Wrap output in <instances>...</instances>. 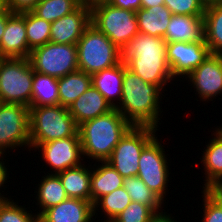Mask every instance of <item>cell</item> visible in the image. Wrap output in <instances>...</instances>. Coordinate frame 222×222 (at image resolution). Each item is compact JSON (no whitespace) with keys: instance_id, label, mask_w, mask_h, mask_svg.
Returning <instances> with one entry per match:
<instances>
[{"instance_id":"obj_14","label":"cell","mask_w":222,"mask_h":222,"mask_svg":"<svg viewBox=\"0 0 222 222\" xmlns=\"http://www.w3.org/2000/svg\"><path fill=\"white\" fill-rule=\"evenodd\" d=\"M91 24V7L80 5L73 12L51 23L50 42L77 45Z\"/></svg>"},{"instance_id":"obj_15","label":"cell","mask_w":222,"mask_h":222,"mask_svg":"<svg viewBox=\"0 0 222 222\" xmlns=\"http://www.w3.org/2000/svg\"><path fill=\"white\" fill-rule=\"evenodd\" d=\"M31 51L27 41L25 12L13 13L9 10V19L0 42V56L28 58Z\"/></svg>"},{"instance_id":"obj_26","label":"cell","mask_w":222,"mask_h":222,"mask_svg":"<svg viewBox=\"0 0 222 222\" xmlns=\"http://www.w3.org/2000/svg\"><path fill=\"white\" fill-rule=\"evenodd\" d=\"M212 139L206 145V149L202 151V160L205 175V184H203L202 190H204L215 179L222 177V130L216 128L212 131ZM214 135V136H213ZM214 137V138H213Z\"/></svg>"},{"instance_id":"obj_18","label":"cell","mask_w":222,"mask_h":222,"mask_svg":"<svg viewBox=\"0 0 222 222\" xmlns=\"http://www.w3.org/2000/svg\"><path fill=\"white\" fill-rule=\"evenodd\" d=\"M126 67L137 74L143 81L159 86L162 90L173 81L166 58L126 59Z\"/></svg>"},{"instance_id":"obj_7","label":"cell","mask_w":222,"mask_h":222,"mask_svg":"<svg viewBox=\"0 0 222 222\" xmlns=\"http://www.w3.org/2000/svg\"><path fill=\"white\" fill-rule=\"evenodd\" d=\"M156 128L132 126L113 149L107 160L123 178L137 176L142 150L157 136Z\"/></svg>"},{"instance_id":"obj_45","label":"cell","mask_w":222,"mask_h":222,"mask_svg":"<svg viewBox=\"0 0 222 222\" xmlns=\"http://www.w3.org/2000/svg\"><path fill=\"white\" fill-rule=\"evenodd\" d=\"M8 10L7 0H0V13H4Z\"/></svg>"},{"instance_id":"obj_1","label":"cell","mask_w":222,"mask_h":222,"mask_svg":"<svg viewBox=\"0 0 222 222\" xmlns=\"http://www.w3.org/2000/svg\"><path fill=\"white\" fill-rule=\"evenodd\" d=\"M163 91L159 86L143 81L124 62L123 91L116 109L132 126L157 129L163 112L160 107Z\"/></svg>"},{"instance_id":"obj_21","label":"cell","mask_w":222,"mask_h":222,"mask_svg":"<svg viewBox=\"0 0 222 222\" xmlns=\"http://www.w3.org/2000/svg\"><path fill=\"white\" fill-rule=\"evenodd\" d=\"M98 163V166L94 164L95 168L94 166L91 168L90 176L91 202L93 205L104 195L122 187L124 181L121 174L110 163L107 161H98Z\"/></svg>"},{"instance_id":"obj_23","label":"cell","mask_w":222,"mask_h":222,"mask_svg":"<svg viewBox=\"0 0 222 222\" xmlns=\"http://www.w3.org/2000/svg\"><path fill=\"white\" fill-rule=\"evenodd\" d=\"M203 29V38L210 53L222 54V0L206 4Z\"/></svg>"},{"instance_id":"obj_30","label":"cell","mask_w":222,"mask_h":222,"mask_svg":"<svg viewBox=\"0 0 222 222\" xmlns=\"http://www.w3.org/2000/svg\"><path fill=\"white\" fill-rule=\"evenodd\" d=\"M131 201L132 200L128 195V192L122 186L114 190L110 194L104 195L94 204L93 206L94 216L95 218H97L98 213L96 212H99L97 210L102 209L101 213L103 212L104 217L107 218L103 222H111L119 213H121L131 203Z\"/></svg>"},{"instance_id":"obj_5","label":"cell","mask_w":222,"mask_h":222,"mask_svg":"<svg viewBox=\"0 0 222 222\" xmlns=\"http://www.w3.org/2000/svg\"><path fill=\"white\" fill-rule=\"evenodd\" d=\"M91 7V24L104 33L120 50L139 32L136 12L102 1Z\"/></svg>"},{"instance_id":"obj_36","label":"cell","mask_w":222,"mask_h":222,"mask_svg":"<svg viewBox=\"0 0 222 222\" xmlns=\"http://www.w3.org/2000/svg\"><path fill=\"white\" fill-rule=\"evenodd\" d=\"M154 213L150 206L131 201L111 222H149Z\"/></svg>"},{"instance_id":"obj_47","label":"cell","mask_w":222,"mask_h":222,"mask_svg":"<svg viewBox=\"0 0 222 222\" xmlns=\"http://www.w3.org/2000/svg\"><path fill=\"white\" fill-rule=\"evenodd\" d=\"M78 6L87 5V0H73Z\"/></svg>"},{"instance_id":"obj_25","label":"cell","mask_w":222,"mask_h":222,"mask_svg":"<svg viewBox=\"0 0 222 222\" xmlns=\"http://www.w3.org/2000/svg\"><path fill=\"white\" fill-rule=\"evenodd\" d=\"M172 13L165 5L140 8L136 11L139 32L154 37H165Z\"/></svg>"},{"instance_id":"obj_44","label":"cell","mask_w":222,"mask_h":222,"mask_svg":"<svg viewBox=\"0 0 222 222\" xmlns=\"http://www.w3.org/2000/svg\"><path fill=\"white\" fill-rule=\"evenodd\" d=\"M164 5V0H141V8H151Z\"/></svg>"},{"instance_id":"obj_4","label":"cell","mask_w":222,"mask_h":222,"mask_svg":"<svg viewBox=\"0 0 222 222\" xmlns=\"http://www.w3.org/2000/svg\"><path fill=\"white\" fill-rule=\"evenodd\" d=\"M77 57L79 70L92 75L119 64L122 50L90 24L77 42Z\"/></svg>"},{"instance_id":"obj_12","label":"cell","mask_w":222,"mask_h":222,"mask_svg":"<svg viewBox=\"0 0 222 222\" xmlns=\"http://www.w3.org/2000/svg\"><path fill=\"white\" fill-rule=\"evenodd\" d=\"M42 151V158L50 168L48 174H58L69 168L81 165L84 159L82 155V147L80 136H70L64 139H56L54 141L39 144L35 149Z\"/></svg>"},{"instance_id":"obj_10","label":"cell","mask_w":222,"mask_h":222,"mask_svg":"<svg viewBox=\"0 0 222 222\" xmlns=\"http://www.w3.org/2000/svg\"><path fill=\"white\" fill-rule=\"evenodd\" d=\"M21 147L30 148L29 107L4 103L0 108V154Z\"/></svg>"},{"instance_id":"obj_49","label":"cell","mask_w":222,"mask_h":222,"mask_svg":"<svg viewBox=\"0 0 222 222\" xmlns=\"http://www.w3.org/2000/svg\"><path fill=\"white\" fill-rule=\"evenodd\" d=\"M206 3H211V2H213V1H215V0H204Z\"/></svg>"},{"instance_id":"obj_24","label":"cell","mask_w":222,"mask_h":222,"mask_svg":"<svg viewBox=\"0 0 222 222\" xmlns=\"http://www.w3.org/2000/svg\"><path fill=\"white\" fill-rule=\"evenodd\" d=\"M86 166V164H81L57 174L68 197L91 201V165Z\"/></svg>"},{"instance_id":"obj_22","label":"cell","mask_w":222,"mask_h":222,"mask_svg":"<svg viewBox=\"0 0 222 222\" xmlns=\"http://www.w3.org/2000/svg\"><path fill=\"white\" fill-rule=\"evenodd\" d=\"M166 40L138 33L122 50V61L126 59L166 58Z\"/></svg>"},{"instance_id":"obj_16","label":"cell","mask_w":222,"mask_h":222,"mask_svg":"<svg viewBox=\"0 0 222 222\" xmlns=\"http://www.w3.org/2000/svg\"><path fill=\"white\" fill-rule=\"evenodd\" d=\"M93 206L91 201L68 197L56 206L44 210L39 215L40 222H93Z\"/></svg>"},{"instance_id":"obj_41","label":"cell","mask_w":222,"mask_h":222,"mask_svg":"<svg viewBox=\"0 0 222 222\" xmlns=\"http://www.w3.org/2000/svg\"><path fill=\"white\" fill-rule=\"evenodd\" d=\"M5 154H0V188L2 189V187H4V184H6L7 179H9V174L7 171V167L8 165H5L6 159H4ZM5 160V162L3 161ZM8 199L7 197H5L4 195H2L0 193V200H5Z\"/></svg>"},{"instance_id":"obj_2","label":"cell","mask_w":222,"mask_h":222,"mask_svg":"<svg viewBox=\"0 0 222 222\" xmlns=\"http://www.w3.org/2000/svg\"><path fill=\"white\" fill-rule=\"evenodd\" d=\"M131 127L116 108L82 123L78 133L83 158L93 159L95 162L107 161L115 146Z\"/></svg>"},{"instance_id":"obj_8","label":"cell","mask_w":222,"mask_h":222,"mask_svg":"<svg viewBox=\"0 0 222 222\" xmlns=\"http://www.w3.org/2000/svg\"><path fill=\"white\" fill-rule=\"evenodd\" d=\"M28 59L35 72L57 79L79 70L77 45L48 42L33 49Z\"/></svg>"},{"instance_id":"obj_33","label":"cell","mask_w":222,"mask_h":222,"mask_svg":"<svg viewBox=\"0 0 222 222\" xmlns=\"http://www.w3.org/2000/svg\"><path fill=\"white\" fill-rule=\"evenodd\" d=\"M78 5L73 0H40L32 12L50 23L73 12Z\"/></svg>"},{"instance_id":"obj_43","label":"cell","mask_w":222,"mask_h":222,"mask_svg":"<svg viewBox=\"0 0 222 222\" xmlns=\"http://www.w3.org/2000/svg\"><path fill=\"white\" fill-rule=\"evenodd\" d=\"M9 19V10L0 13V42L5 31L7 20Z\"/></svg>"},{"instance_id":"obj_28","label":"cell","mask_w":222,"mask_h":222,"mask_svg":"<svg viewBox=\"0 0 222 222\" xmlns=\"http://www.w3.org/2000/svg\"><path fill=\"white\" fill-rule=\"evenodd\" d=\"M40 183L38 184L37 193L35 199L40 215L44 210L49 209L57 204L61 203L68 198L65 188L57 174H47L42 176ZM41 210V211H40Z\"/></svg>"},{"instance_id":"obj_42","label":"cell","mask_w":222,"mask_h":222,"mask_svg":"<svg viewBox=\"0 0 222 222\" xmlns=\"http://www.w3.org/2000/svg\"><path fill=\"white\" fill-rule=\"evenodd\" d=\"M164 213V214H163ZM167 212H161L157 211L155 212L149 219V222H177L174 217L172 218L170 215L171 214H166Z\"/></svg>"},{"instance_id":"obj_31","label":"cell","mask_w":222,"mask_h":222,"mask_svg":"<svg viewBox=\"0 0 222 222\" xmlns=\"http://www.w3.org/2000/svg\"><path fill=\"white\" fill-rule=\"evenodd\" d=\"M123 187L132 201L148 205L155 212L162 210L163 201L138 176L124 178Z\"/></svg>"},{"instance_id":"obj_35","label":"cell","mask_w":222,"mask_h":222,"mask_svg":"<svg viewBox=\"0 0 222 222\" xmlns=\"http://www.w3.org/2000/svg\"><path fill=\"white\" fill-rule=\"evenodd\" d=\"M206 4L204 0H164L172 15L203 16Z\"/></svg>"},{"instance_id":"obj_13","label":"cell","mask_w":222,"mask_h":222,"mask_svg":"<svg viewBox=\"0 0 222 222\" xmlns=\"http://www.w3.org/2000/svg\"><path fill=\"white\" fill-rule=\"evenodd\" d=\"M202 101H213L222 94V54L209 56L186 78ZM213 98V99H212Z\"/></svg>"},{"instance_id":"obj_9","label":"cell","mask_w":222,"mask_h":222,"mask_svg":"<svg viewBox=\"0 0 222 222\" xmlns=\"http://www.w3.org/2000/svg\"><path fill=\"white\" fill-rule=\"evenodd\" d=\"M157 137L142 150L137 176L164 202L171 168L165 149Z\"/></svg>"},{"instance_id":"obj_38","label":"cell","mask_w":222,"mask_h":222,"mask_svg":"<svg viewBox=\"0 0 222 222\" xmlns=\"http://www.w3.org/2000/svg\"><path fill=\"white\" fill-rule=\"evenodd\" d=\"M40 0H7V7L13 13L32 11Z\"/></svg>"},{"instance_id":"obj_48","label":"cell","mask_w":222,"mask_h":222,"mask_svg":"<svg viewBox=\"0 0 222 222\" xmlns=\"http://www.w3.org/2000/svg\"><path fill=\"white\" fill-rule=\"evenodd\" d=\"M4 104L3 100L0 98V108L2 107V105Z\"/></svg>"},{"instance_id":"obj_6","label":"cell","mask_w":222,"mask_h":222,"mask_svg":"<svg viewBox=\"0 0 222 222\" xmlns=\"http://www.w3.org/2000/svg\"><path fill=\"white\" fill-rule=\"evenodd\" d=\"M33 75L28 58H3L0 64V98L3 102L30 108Z\"/></svg>"},{"instance_id":"obj_19","label":"cell","mask_w":222,"mask_h":222,"mask_svg":"<svg viewBox=\"0 0 222 222\" xmlns=\"http://www.w3.org/2000/svg\"><path fill=\"white\" fill-rule=\"evenodd\" d=\"M91 77L92 86L105 97L113 108H116L120 103L123 91L124 61L111 68L96 72Z\"/></svg>"},{"instance_id":"obj_39","label":"cell","mask_w":222,"mask_h":222,"mask_svg":"<svg viewBox=\"0 0 222 222\" xmlns=\"http://www.w3.org/2000/svg\"><path fill=\"white\" fill-rule=\"evenodd\" d=\"M204 191L218 204L222 205V177L215 179Z\"/></svg>"},{"instance_id":"obj_32","label":"cell","mask_w":222,"mask_h":222,"mask_svg":"<svg viewBox=\"0 0 222 222\" xmlns=\"http://www.w3.org/2000/svg\"><path fill=\"white\" fill-rule=\"evenodd\" d=\"M25 26L28 46L31 50L50 42V22L39 18L32 11H27L25 12Z\"/></svg>"},{"instance_id":"obj_29","label":"cell","mask_w":222,"mask_h":222,"mask_svg":"<svg viewBox=\"0 0 222 222\" xmlns=\"http://www.w3.org/2000/svg\"><path fill=\"white\" fill-rule=\"evenodd\" d=\"M59 105L58 79L34 71L30 107Z\"/></svg>"},{"instance_id":"obj_20","label":"cell","mask_w":222,"mask_h":222,"mask_svg":"<svg viewBox=\"0 0 222 222\" xmlns=\"http://www.w3.org/2000/svg\"><path fill=\"white\" fill-rule=\"evenodd\" d=\"M203 34V16L172 15L164 39L167 43L195 42Z\"/></svg>"},{"instance_id":"obj_17","label":"cell","mask_w":222,"mask_h":222,"mask_svg":"<svg viewBox=\"0 0 222 222\" xmlns=\"http://www.w3.org/2000/svg\"><path fill=\"white\" fill-rule=\"evenodd\" d=\"M114 108L98 90L91 86L68 108L69 113L79 126L82 123L104 115Z\"/></svg>"},{"instance_id":"obj_46","label":"cell","mask_w":222,"mask_h":222,"mask_svg":"<svg viewBox=\"0 0 222 222\" xmlns=\"http://www.w3.org/2000/svg\"><path fill=\"white\" fill-rule=\"evenodd\" d=\"M102 1H107V0H87V5L91 6L95 3L102 2Z\"/></svg>"},{"instance_id":"obj_3","label":"cell","mask_w":222,"mask_h":222,"mask_svg":"<svg viewBox=\"0 0 222 222\" xmlns=\"http://www.w3.org/2000/svg\"><path fill=\"white\" fill-rule=\"evenodd\" d=\"M78 128L79 126L66 107L61 105L30 107L29 151L41 143L79 136Z\"/></svg>"},{"instance_id":"obj_37","label":"cell","mask_w":222,"mask_h":222,"mask_svg":"<svg viewBox=\"0 0 222 222\" xmlns=\"http://www.w3.org/2000/svg\"><path fill=\"white\" fill-rule=\"evenodd\" d=\"M202 192V198L204 202L202 206L201 222H222V205L218 204L214 199H212L204 190Z\"/></svg>"},{"instance_id":"obj_34","label":"cell","mask_w":222,"mask_h":222,"mask_svg":"<svg viewBox=\"0 0 222 222\" xmlns=\"http://www.w3.org/2000/svg\"><path fill=\"white\" fill-rule=\"evenodd\" d=\"M12 199L0 200V222H40L38 214L27 211Z\"/></svg>"},{"instance_id":"obj_40","label":"cell","mask_w":222,"mask_h":222,"mask_svg":"<svg viewBox=\"0 0 222 222\" xmlns=\"http://www.w3.org/2000/svg\"><path fill=\"white\" fill-rule=\"evenodd\" d=\"M108 3L117 8L138 11L141 8V0H107Z\"/></svg>"},{"instance_id":"obj_50","label":"cell","mask_w":222,"mask_h":222,"mask_svg":"<svg viewBox=\"0 0 222 222\" xmlns=\"http://www.w3.org/2000/svg\"><path fill=\"white\" fill-rule=\"evenodd\" d=\"M3 58H4V57L0 56V64H1L2 60H3Z\"/></svg>"},{"instance_id":"obj_11","label":"cell","mask_w":222,"mask_h":222,"mask_svg":"<svg viewBox=\"0 0 222 222\" xmlns=\"http://www.w3.org/2000/svg\"><path fill=\"white\" fill-rule=\"evenodd\" d=\"M166 51V60L175 79L186 78L210 54L204 38L195 42L167 43Z\"/></svg>"},{"instance_id":"obj_27","label":"cell","mask_w":222,"mask_h":222,"mask_svg":"<svg viewBox=\"0 0 222 222\" xmlns=\"http://www.w3.org/2000/svg\"><path fill=\"white\" fill-rule=\"evenodd\" d=\"M91 86V75L80 70L59 78V105L69 108Z\"/></svg>"}]
</instances>
